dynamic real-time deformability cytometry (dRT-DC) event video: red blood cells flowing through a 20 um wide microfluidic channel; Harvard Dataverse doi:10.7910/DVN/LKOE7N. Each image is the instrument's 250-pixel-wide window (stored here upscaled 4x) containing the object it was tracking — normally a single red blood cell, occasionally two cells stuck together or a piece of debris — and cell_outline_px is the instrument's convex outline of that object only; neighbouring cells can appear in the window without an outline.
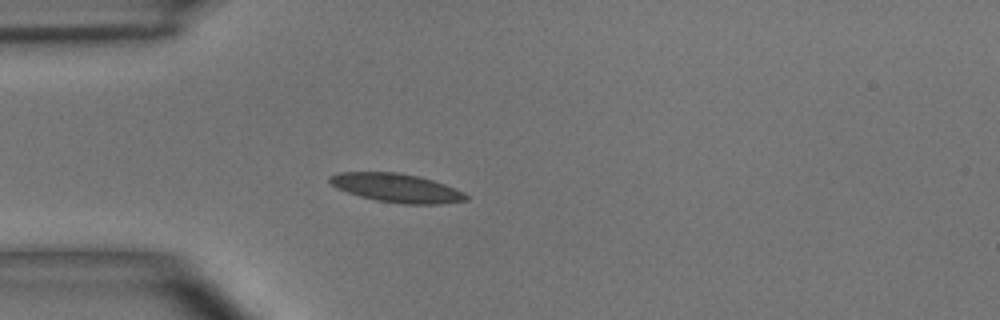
{"species": "common noctule bat (a hibernating species)", "species_latin": "Nyctalus noctula", "temperature_condition": "room temperature", "stored_images_in_passage": 4, "camera_frame_rate_fps": 3000, "um_per_image_px": 0.085, "animal": {"sex": "male", "body_mass_g": 15.6}, "frame": {"image": 1, "passage_image": 4, "time_ms": 3.667, "image_size_px": [1000, 320], "cell_outline_px": [[468, 200], [440, 204], [404, 204], [376, 200], [360, 196], [336, 188], [328, 180], [328, 176], [340, 172], [396, 172], [420, 176], [444, 184], [464, 192], [468, 196]], "centroid_in_image_um": [33.71, 15.97], "position_along_channel_um": 51.3, "area_um2": 22.77}}